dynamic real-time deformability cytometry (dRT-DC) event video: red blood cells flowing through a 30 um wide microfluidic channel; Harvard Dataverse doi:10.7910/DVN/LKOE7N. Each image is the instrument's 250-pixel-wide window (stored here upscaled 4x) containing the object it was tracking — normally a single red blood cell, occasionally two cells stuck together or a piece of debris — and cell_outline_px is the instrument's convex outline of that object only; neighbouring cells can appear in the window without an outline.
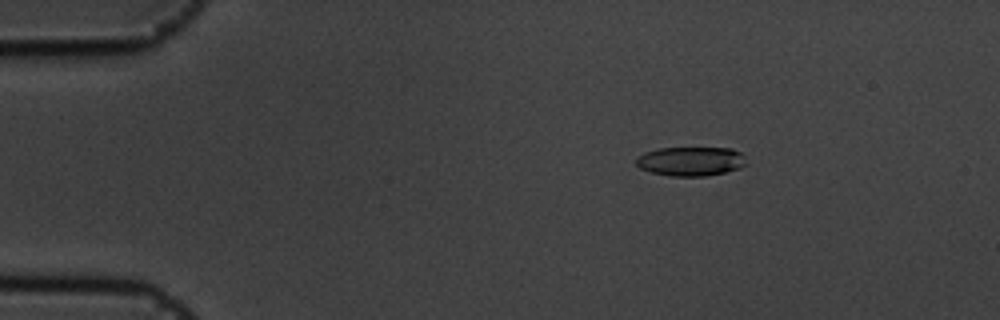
{"species": "common noctule bat (a hibernating species)", "species_latin": "Nyctalus noctula", "temperature_condition": "cold", "stored_images_in_passage": 57, "camera_frame_rate_fps": 3000, "um_per_image_px": 0.085, "animal": {"sex": "male", "body_mass_g": 19.5, "forearm_length_mm": 54.6}, "frame": {"image": 1, "passage_image": 10, "time_ms": 3.0, "image_size_px": [1000, 320], "cell_outline_px": [[748, 164], [740, 168], [708, 176], [672, 176], [652, 172], [640, 168], [636, 164], [636, 156], [644, 152], [660, 148], [732, 148], [740, 152]], "centroid_in_image_um": [58.72, 13.7], "position_along_channel_um": 26.3, "area_um2": 18.79}}
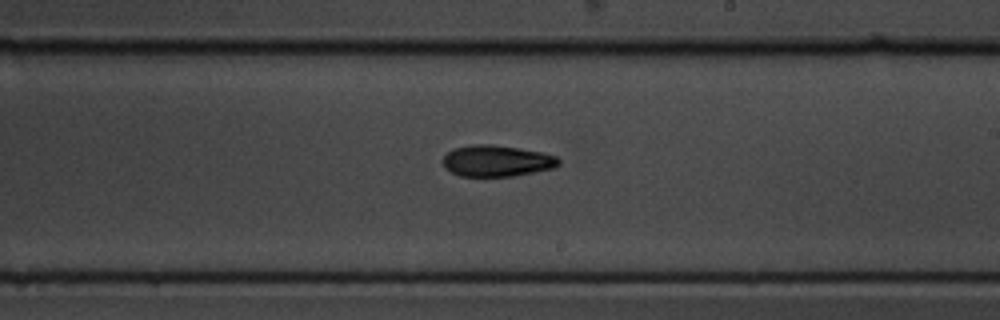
{"frame": {"image": 2, "passage_image": 34, "time_ms": 11.0, "image_size_px": [1000, 320], "cell_outline_px": [[560, 164], [552, 168], [512, 176], [460, 176], [444, 168], [444, 156], [448, 152], [456, 148], [472, 144], [492, 144], [544, 152], [556, 156], [560, 160]], "centroid_in_image_um": [42.23, 13.67], "position_along_channel_um": 246.8, "area_um2": 20.98}}
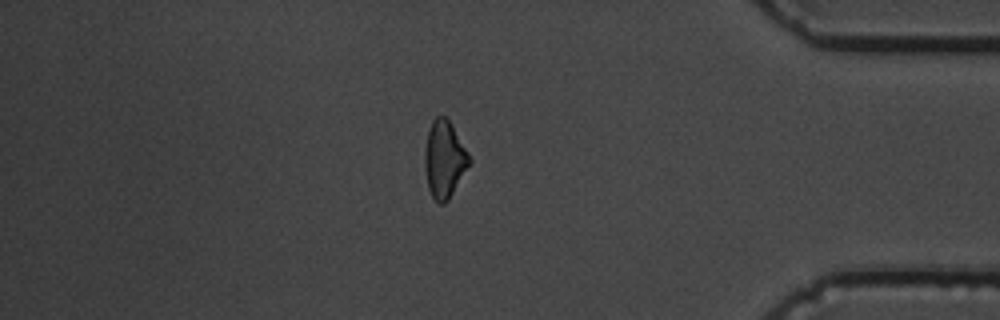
{"frame": {"image": 3, "passage_image": 49, "time_ms": 16.0, "image_size_px": [1000, 320], "cell_outline_px": [[472, 160], [448, 200], [444, 204], [440, 204], [432, 196], [428, 188], [424, 168], [424, 152], [428, 132], [432, 120], [436, 116], [444, 116], [452, 124], [468, 152]], "centroid_in_image_um": [37.76, 13.53], "position_along_channel_um": 397.4, "area_um2": 19.94}, "authors_computed_cell_mechanics": {"area_um2": 20.0566, "velocity_mm_per_s": 3.6053, "shape_relaxation_time_tau1_ms": 3.2451, "shape_relaxation_time_tau2_ms": null, "deformation_change_tau1": 0.1431, "deformation_change_tau2": null}}